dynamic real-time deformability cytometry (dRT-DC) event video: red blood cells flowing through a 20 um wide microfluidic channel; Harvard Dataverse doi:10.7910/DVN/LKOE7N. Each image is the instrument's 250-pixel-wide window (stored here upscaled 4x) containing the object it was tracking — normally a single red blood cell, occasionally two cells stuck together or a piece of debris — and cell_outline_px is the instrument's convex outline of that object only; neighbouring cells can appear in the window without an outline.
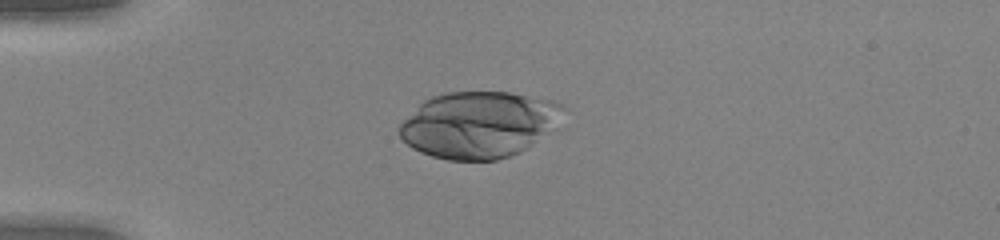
{"species": "human", "species_latin": "Homo sapiens", "temperature_condition": "warm", "stored_images_in_passage": 51, "camera_frame_rate_fps": 3000, "um_per_image_px": 0.085, "donor": {"sex": "female"}, "frame": {"image": 1, "passage_image": 14, "time_ms": 4.333, "image_size_px": [1000, 240], "cell_outline_px": [[568, 108], [536, 140], [520, 152], [496, 160], [448, 160], [432, 156], [420, 152], [412, 148], [400, 136], [400, 124], [424, 100], [432, 96], [444, 92], [508, 92], [552, 100], [564, 104]], "centroid_in_image_um": [40.66, 10.58], "position_along_channel_um": 44.3, "area_um2": 62.48}}
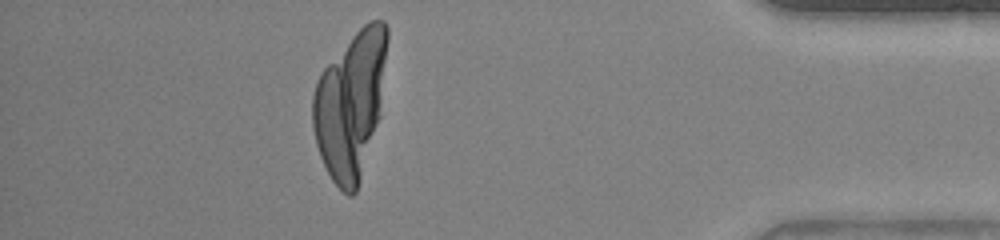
{"frame": {"image": 2, "passage_image": 46, "time_ms": 15.0, "image_size_px": [1000, 240], "cell_outline_px": [[388, 40], [380, 116], [356, 192], [352, 196], [348, 196], [332, 180], [320, 156], [316, 144], [312, 128], [312, 96], [316, 80], [320, 72], [352, 36], [364, 24], [372, 20], [384, 20], [388, 28]], "centroid_in_image_um": [29.79, 8.86], "position_along_channel_um": 405.4, "area_um2": 63.52}}